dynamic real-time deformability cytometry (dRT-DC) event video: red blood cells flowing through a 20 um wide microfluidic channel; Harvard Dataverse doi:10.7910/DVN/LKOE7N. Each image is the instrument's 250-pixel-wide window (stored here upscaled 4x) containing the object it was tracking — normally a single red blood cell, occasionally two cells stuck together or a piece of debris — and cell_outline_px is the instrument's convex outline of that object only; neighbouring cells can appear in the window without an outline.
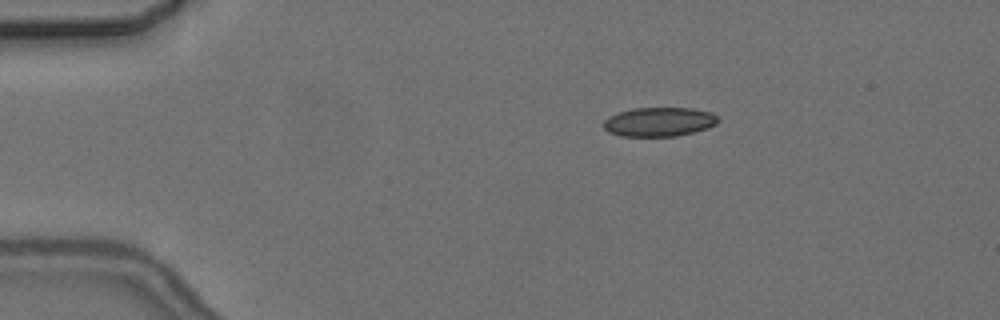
{"species": "common noctule bat (a hibernating species)", "species_latin": "Nyctalus noctula", "temperature_condition": "cold", "stored_images_in_passage": 4, "camera_frame_rate_fps": 3000, "um_per_image_px": 0.085, "animal": {"sex": "female", "body_mass_g": 24.6, "forearm_length_mm": 56.2}, "frame": {"image": 1, "passage_image": 2, "time_ms": 2.0, "image_size_px": [1000, 320], "cell_outline_px": [[720, 120], [716, 124], [708, 128], [676, 136], [620, 136], [608, 132], [604, 128], [604, 120], [608, 116], [632, 108], [692, 108], [712, 112]], "centroid_in_image_um": [56.03, 10.35], "position_along_channel_um": 29.0, "area_um2": 19.48}}